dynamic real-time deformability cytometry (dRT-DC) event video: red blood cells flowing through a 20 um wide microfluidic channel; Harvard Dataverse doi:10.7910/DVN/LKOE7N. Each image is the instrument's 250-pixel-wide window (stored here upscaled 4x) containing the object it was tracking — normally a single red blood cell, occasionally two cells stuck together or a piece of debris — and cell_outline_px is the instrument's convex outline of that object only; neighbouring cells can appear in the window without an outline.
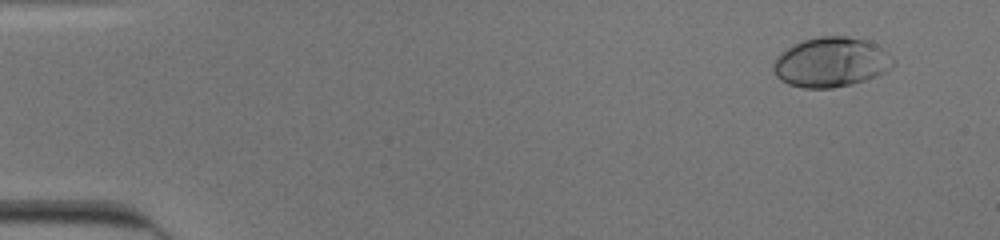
{"species": "human", "species_latin": "Homo sapiens", "temperature_condition": "cold", "stored_images_in_passage": 44, "camera_frame_rate_fps": 3000, "um_per_image_px": 0.085, "donor": {"sex": "male"}, "frame": {"image": 1, "passage_image": 4, "time_ms": 1.0, "image_size_px": [1000, 240], "cell_outline_px": [[896, 64], [884, 72], [876, 76], [852, 84], [832, 88], [804, 88], [788, 84], [780, 80], [776, 76], [772, 68], [772, 64], [776, 56], [780, 52], [792, 44], [804, 40], [820, 36], [848, 36], [864, 40], [880, 48], [896, 60]], "centroid_in_image_um": [70.59, 5.29], "position_along_channel_um": 14.4, "area_um2": 34.8}}
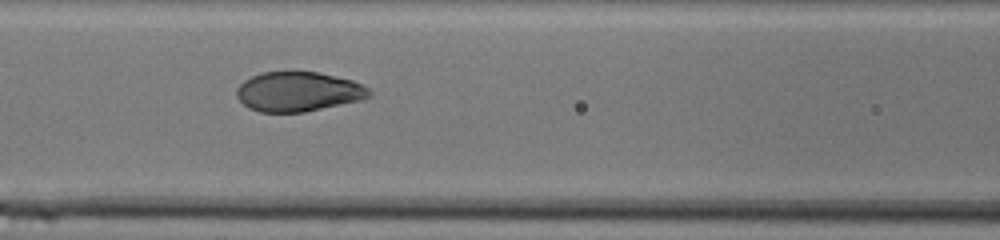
{"frame": {"image": 2, "passage_image": 24, "time_ms": 7.667, "image_size_px": [1000, 240], "cell_outline_px": [[372, 96], [360, 100], [304, 112], [260, 112], [248, 108], [236, 96], [236, 88], [244, 80], [252, 76], [264, 72], [316, 72], [352, 80], [364, 84], [372, 92]], "centroid_in_image_um": [25.36, 7.79], "position_along_channel_um": 141.2, "area_um2": 30.58}}
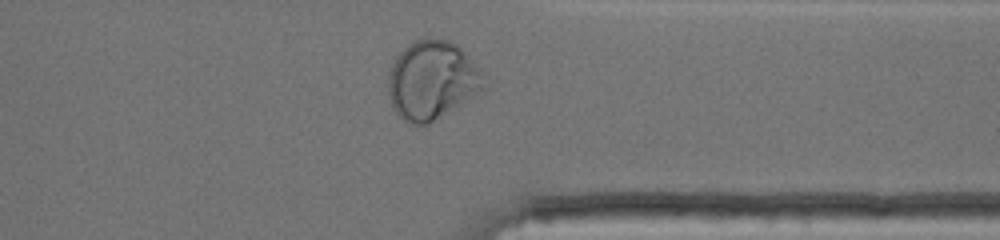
{"frame": {"image": 3, "passage_image": 42, "time_ms": 13.667, "image_size_px": [1000, 240], "cell_outline_px": [[484, 88], [428, 124], [408, 124], [392, 108], [388, 96], [388, 76], [392, 64], [396, 56], [408, 44], [424, 36], [428, 36], [448, 40], [456, 44], [480, 68], [484, 76]], "centroid_in_image_um": [36.68, 6.78], "position_along_channel_um": 374.7, "area_um2": 43.7}, "authors_computed_cell_mechanics": {"area_um2": 32.1657, "velocity_mm_per_s": 3.9207, "shape_relaxation_time_tau1_ms": 6.9275, "shape_relaxation_time_tau2_ms": null, "deformation_change_tau1": 0.2585, "deformation_change_tau2": null}}